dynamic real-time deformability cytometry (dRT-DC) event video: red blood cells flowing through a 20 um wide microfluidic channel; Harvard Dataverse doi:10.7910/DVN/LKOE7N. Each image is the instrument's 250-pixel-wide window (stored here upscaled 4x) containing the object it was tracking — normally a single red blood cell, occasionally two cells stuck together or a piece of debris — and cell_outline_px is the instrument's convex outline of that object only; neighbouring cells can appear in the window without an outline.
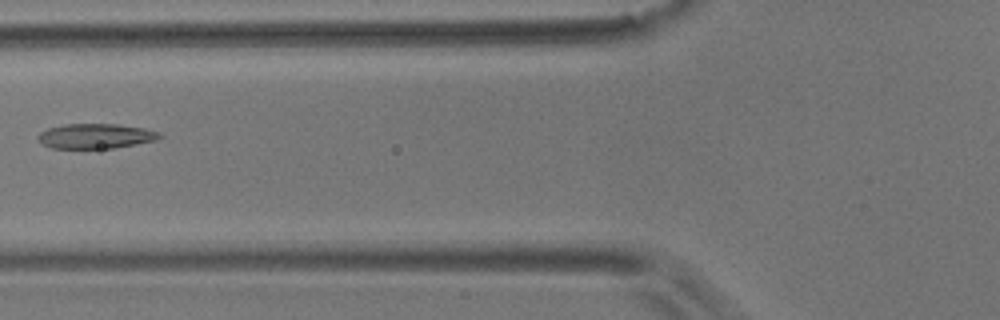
{"species": "common noctule bat (a hibernating species)", "species_latin": "Nyctalus noctula", "temperature_condition": "room temperature", "stored_images_in_passage": 8, "camera_frame_rate_fps": 3000, "um_per_image_px": 0.085, "animal": {"sex": "male", "body_mass_g": 17.9}, "frame": {"image": 1, "passage_image": 2, "time_ms": 0.333, "image_size_px": [1000, 320], "cell_outline_px": [[164, 136], [156, 140], [136, 144], [112, 148], [52, 148], [40, 144], [36, 136], [40, 132], [48, 128], [64, 124], [120, 124], [144, 128], [160, 132]], "centroid_in_image_um": [8.12, 11.56], "position_along_channel_um": 117.7, "area_um2": 17.8}}
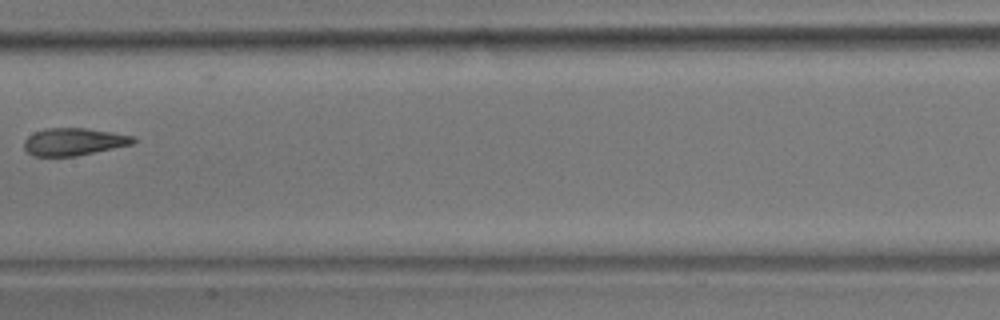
{"frame": {"image": 2, "passage_image": 4, "time_ms": 1.0, "image_size_px": [1000, 320], "cell_outline_px": [[136, 140], [132, 144], [76, 156], [32, 156], [24, 148], [24, 140], [32, 132], [48, 128], [84, 128], [112, 132], [136, 136]], "centroid_in_image_um": [6.25, 12.04], "position_along_channel_um": 201.1, "area_um2": 17.46}}
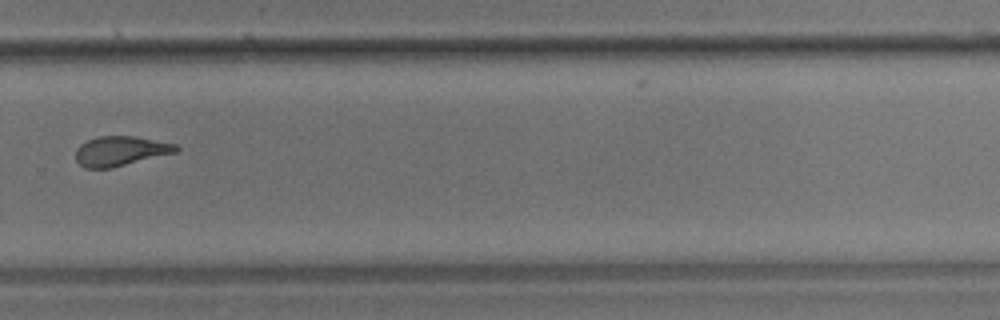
{"frame": {"image": 3, "passage_image": 7, "time_ms": 2.0, "image_size_px": [1000, 320], "cell_outline_px": [[180, 148], [176, 152], [112, 168], [84, 168], [76, 160], [76, 148], [80, 144], [88, 140], [100, 136], [132, 136], [176, 144]], "centroid_in_image_um": [10.22, 12.84], "position_along_channel_um": 319.6, "area_um2": 17.22}}